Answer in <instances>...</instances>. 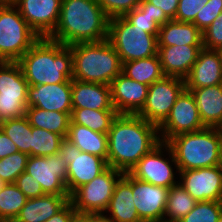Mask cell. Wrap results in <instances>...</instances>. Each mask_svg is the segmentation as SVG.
Here are the masks:
<instances>
[{
  "mask_svg": "<svg viewBox=\"0 0 222 222\" xmlns=\"http://www.w3.org/2000/svg\"><path fill=\"white\" fill-rule=\"evenodd\" d=\"M218 222H222V211H221V213L219 215Z\"/></svg>",
  "mask_w": 222,
  "mask_h": 222,
  "instance_id": "obj_52",
  "label": "cell"
},
{
  "mask_svg": "<svg viewBox=\"0 0 222 222\" xmlns=\"http://www.w3.org/2000/svg\"><path fill=\"white\" fill-rule=\"evenodd\" d=\"M47 111L72 112L71 79L64 83L29 85L27 107Z\"/></svg>",
  "mask_w": 222,
  "mask_h": 222,
  "instance_id": "obj_19",
  "label": "cell"
},
{
  "mask_svg": "<svg viewBox=\"0 0 222 222\" xmlns=\"http://www.w3.org/2000/svg\"><path fill=\"white\" fill-rule=\"evenodd\" d=\"M219 168L222 171V154L220 155V160H219Z\"/></svg>",
  "mask_w": 222,
  "mask_h": 222,
  "instance_id": "obj_50",
  "label": "cell"
},
{
  "mask_svg": "<svg viewBox=\"0 0 222 222\" xmlns=\"http://www.w3.org/2000/svg\"><path fill=\"white\" fill-rule=\"evenodd\" d=\"M99 215L95 213L78 212L75 211L69 222H93Z\"/></svg>",
  "mask_w": 222,
  "mask_h": 222,
  "instance_id": "obj_47",
  "label": "cell"
},
{
  "mask_svg": "<svg viewBox=\"0 0 222 222\" xmlns=\"http://www.w3.org/2000/svg\"><path fill=\"white\" fill-rule=\"evenodd\" d=\"M158 46L203 45L202 31L191 22L169 20L160 26Z\"/></svg>",
  "mask_w": 222,
  "mask_h": 222,
  "instance_id": "obj_26",
  "label": "cell"
},
{
  "mask_svg": "<svg viewBox=\"0 0 222 222\" xmlns=\"http://www.w3.org/2000/svg\"><path fill=\"white\" fill-rule=\"evenodd\" d=\"M109 18L97 0H62L56 29L49 39L71 46L108 39Z\"/></svg>",
  "mask_w": 222,
  "mask_h": 222,
  "instance_id": "obj_2",
  "label": "cell"
},
{
  "mask_svg": "<svg viewBox=\"0 0 222 222\" xmlns=\"http://www.w3.org/2000/svg\"><path fill=\"white\" fill-rule=\"evenodd\" d=\"M131 25H136L149 34L158 35L160 25L151 18L147 12H143L139 7L123 16Z\"/></svg>",
  "mask_w": 222,
  "mask_h": 222,
  "instance_id": "obj_39",
  "label": "cell"
},
{
  "mask_svg": "<svg viewBox=\"0 0 222 222\" xmlns=\"http://www.w3.org/2000/svg\"><path fill=\"white\" fill-rule=\"evenodd\" d=\"M3 222H16L15 220H4Z\"/></svg>",
  "mask_w": 222,
  "mask_h": 222,
  "instance_id": "obj_53",
  "label": "cell"
},
{
  "mask_svg": "<svg viewBox=\"0 0 222 222\" xmlns=\"http://www.w3.org/2000/svg\"><path fill=\"white\" fill-rule=\"evenodd\" d=\"M0 129L16 144L18 151L31 156L32 126L25 115L1 122Z\"/></svg>",
  "mask_w": 222,
  "mask_h": 222,
  "instance_id": "obj_32",
  "label": "cell"
},
{
  "mask_svg": "<svg viewBox=\"0 0 222 222\" xmlns=\"http://www.w3.org/2000/svg\"><path fill=\"white\" fill-rule=\"evenodd\" d=\"M28 157L27 153L18 151L0 159V179L5 183H15L25 171Z\"/></svg>",
  "mask_w": 222,
  "mask_h": 222,
  "instance_id": "obj_35",
  "label": "cell"
},
{
  "mask_svg": "<svg viewBox=\"0 0 222 222\" xmlns=\"http://www.w3.org/2000/svg\"><path fill=\"white\" fill-rule=\"evenodd\" d=\"M29 85L58 84L73 79L70 46L41 37L18 61Z\"/></svg>",
  "mask_w": 222,
  "mask_h": 222,
  "instance_id": "obj_3",
  "label": "cell"
},
{
  "mask_svg": "<svg viewBox=\"0 0 222 222\" xmlns=\"http://www.w3.org/2000/svg\"><path fill=\"white\" fill-rule=\"evenodd\" d=\"M202 48L203 45L158 46V55L164 75L185 79Z\"/></svg>",
  "mask_w": 222,
  "mask_h": 222,
  "instance_id": "obj_22",
  "label": "cell"
},
{
  "mask_svg": "<svg viewBox=\"0 0 222 222\" xmlns=\"http://www.w3.org/2000/svg\"><path fill=\"white\" fill-rule=\"evenodd\" d=\"M13 4L40 37H49L56 29L62 0H15Z\"/></svg>",
  "mask_w": 222,
  "mask_h": 222,
  "instance_id": "obj_16",
  "label": "cell"
},
{
  "mask_svg": "<svg viewBox=\"0 0 222 222\" xmlns=\"http://www.w3.org/2000/svg\"><path fill=\"white\" fill-rule=\"evenodd\" d=\"M40 38L13 3H0V61L17 62Z\"/></svg>",
  "mask_w": 222,
  "mask_h": 222,
  "instance_id": "obj_6",
  "label": "cell"
},
{
  "mask_svg": "<svg viewBox=\"0 0 222 222\" xmlns=\"http://www.w3.org/2000/svg\"><path fill=\"white\" fill-rule=\"evenodd\" d=\"M203 48L208 50H219L222 48V12L202 32Z\"/></svg>",
  "mask_w": 222,
  "mask_h": 222,
  "instance_id": "obj_40",
  "label": "cell"
},
{
  "mask_svg": "<svg viewBox=\"0 0 222 222\" xmlns=\"http://www.w3.org/2000/svg\"><path fill=\"white\" fill-rule=\"evenodd\" d=\"M64 138L42 128L32 127L31 156L47 157L59 153Z\"/></svg>",
  "mask_w": 222,
  "mask_h": 222,
  "instance_id": "obj_34",
  "label": "cell"
},
{
  "mask_svg": "<svg viewBox=\"0 0 222 222\" xmlns=\"http://www.w3.org/2000/svg\"><path fill=\"white\" fill-rule=\"evenodd\" d=\"M222 84V59L218 50L202 48L189 75L186 88H203Z\"/></svg>",
  "mask_w": 222,
  "mask_h": 222,
  "instance_id": "obj_20",
  "label": "cell"
},
{
  "mask_svg": "<svg viewBox=\"0 0 222 222\" xmlns=\"http://www.w3.org/2000/svg\"><path fill=\"white\" fill-rule=\"evenodd\" d=\"M28 87L17 62L0 61V123L25 115Z\"/></svg>",
  "mask_w": 222,
  "mask_h": 222,
  "instance_id": "obj_9",
  "label": "cell"
},
{
  "mask_svg": "<svg viewBox=\"0 0 222 222\" xmlns=\"http://www.w3.org/2000/svg\"><path fill=\"white\" fill-rule=\"evenodd\" d=\"M185 89V79L164 76L148 87L145 105L137 115L159 127Z\"/></svg>",
  "mask_w": 222,
  "mask_h": 222,
  "instance_id": "obj_11",
  "label": "cell"
},
{
  "mask_svg": "<svg viewBox=\"0 0 222 222\" xmlns=\"http://www.w3.org/2000/svg\"><path fill=\"white\" fill-rule=\"evenodd\" d=\"M166 143L174 154L179 171L218 166L222 154V128L205 127L181 133Z\"/></svg>",
  "mask_w": 222,
  "mask_h": 222,
  "instance_id": "obj_4",
  "label": "cell"
},
{
  "mask_svg": "<svg viewBox=\"0 0 222 222\" xmlns=\"http://www.w3.org/2000/svg\"><path fill=\"white\" fill-rule=\"evenodd\" d=\"M143 12H147V14L154 19L160 26L164 25L170 19L166 16L164 11L146 0H141L138 6Z\"/></svg>",
  "mask_w": 222,
  "mask_h": 222,
  "instance_id": "obj_43",
  "label": "cell"
},
{
  "mask_svg": "<svg viewBox=\"0 0 222 222\" xmlns=\"http://www.w3.org/2000/svg\"><path fill=\"white\" fill-rule=\"evenodd\" d=\"M6 183L3 182L1 179H0V190L3 188V186L5 185Z\"/></svg>",
  "mask_w": 222,
  "mask_h": 222,
  "instance_id": "obj_51",
  "label": "cell"
},
{
  "mask_svg": "<svg viewBox=\"0 0 222 222\" xmlns=\"http://www.w3.org/2000/svg\"><path fill=\"white\" fill-rule=\"evenodd\" d=\"M109 19L123 17L134 8H137L141 0H97Z\"/></svg>",
  "mask_w": 222,
  "mask_h": 222,
  "instance_id": "obj_37",
  "label": "cell"
},
{
  "mask_svg": "<svg viewBox=\"0 0 222 222\" xmlns=\"http://www.w3.org/2000/svg\"><path fill=\"white\" fill-rule=\"evenodd\" d=\"M151 4L160 7L166 16L171 20L175 19L179 0H146Z\"/></svg>",
  "mask_w": 222,
  "mask_h": 222,
  "instance_id": "obj_44",
  "label": "cell"
},
{
  "mask_svg": "<svg viewBox=\"0 0 222 222\" xmlns=\"http://www.w3.org/2000/svg\"><path fill=\"white\" fill-rule=\"evenodd\" d=\"M117 115L116 110L72 108L71 121L74 124L86 126L95 132L108 134L112 122Z\"/></svg>",
  "mask_w": 222,
  "mask_h": 222,
  "instance_id": "obj_30",
  "label": "cell"
},
{
  "mask_svg": "<svg viewBox=\"0 0 222 222\" xmlns=\"http://www.w3.org/2000/svg\"><path fill=\"white\" fill-rule=\"evenodd\" d=\"M66 139L81 152H87L104 158L108 155V134L95 132L86 126L70 122Z\"/></svg>",
  "mask_w": 222,
  "mask_h": 222,
  "instance_id": "obj_27",
  "label": "cell"
},
{
  "mask_svg": "<svg viewBox=\"0 0 222 222\" xmlns=\"http://www.w3.org/2000/svg\"><path fill=\"white\" fill-rule=\"evenodd\" d=\"M25 172L40 183L45 194L69 195L66 188L67 163L60 153L47 157L29 156Z\"/></svg>",
  "mask_w": 222,
  "mask_h": 222,
  "instance_id": "obj_14",
  "label": "cell"
},
{
  "mask_svg": "<svg viewBox=\"0 0 222 222\" xmlns=\"http://www.w3.org/2000/svg\"><path fill=\"white\" fill-rule=\"evenodd\" d=\"M70 200V195L45 194L28 198L16 222H45L60 211Z\"/></svg>",
  "mask_w": 222,
  "mask_h": 222,
  "instance_id": "obj_25",
  "label": "cell"
},
{
  "mask_svg": "<svg viewBox=\"0 0 222 222\" xmlns=\"http://www.w3.org/2000/svg\"><path fill=\"white\" fill-rule=\"evenodd\" d=\"M179 183L197 201H222L219 166L179 171Z\"/></svg>",
  "mask_w": 222,
  "mask_h": 222,
  "instance_id": "obj_15",
  "label": "cell"
},
{
  "mask_svg": "<svg viewBox=\"0 0 222 222\" xmlns=\"http://www.w3.org/2000/svg\"><path fill=\"white\" fill-rule=\"evenodd\" d=\"M14 184L27 198H35L45 195L40 183L25 171L18 176Z\"/></svg>",
  "mask_w": 222,
  "mask_h": 222,
  "instance_id": "obj_42",
  "label": "cell"
},
{
  "mask_svg": "<svg viewBox=\"0 0 222 222\" xmlns=\"http://www.w3.org/2000/svg\"><path fill=\"white\" fill-rule=\"evenodd\" d=\"M102 216L109 222H143L133 202L132 176L129 173H124L116 183L112 198Z\"/></svg>",
  "mask_w": 222,
  "mask_h": 222,
  "instance_id": "obj_21",
  "label": "cell"
},
{
  "mask_svg": "<svg viewBox=\"0 0 222 222\" xmlns=\"http://www.w3.org/2000/svg\"><path fill=\"white\" fill-rule=\"evenodd\" d=\"M218 51H219V53L221 55V59H222V48H220Z\"/></svg>",
  "mask_w": 222,
  "mask_h": 222,
  "instance_id": "obj_54",
  "label": "cell"
},
{
  "mask_svg": "<svg viewBox=\"0 0 222 222\" xmlns=\"http://www.w3.org/2000/svg\"><path fill=\"white\" fill-rule=\"evenodd\" d=\"M123 175V172L108 166L92 181L77 188L69 201L78 212L102 215L112 198L116 183Z\"/></svg>",
  "mask_w": 222,
  "mask_h": 222,
  "instance_id": "obj_10",
  "label": "cell"
},
{
  "mask_svg": "<svg viewBox=\"0 0 222 222\" xmlns=\"http://www.w3.org/2000/svg\"><path fill=\"white\" fill-rule=\"evenodd\" d=\"M59 153L67 163L66 188L69 195L80 186L92 181L108 167L104 158L81 152L66 138L61 142Z\"/></svg>",
  "mask_w": 222,
  "mask_h": 222,
  "instance_id": "obj_12",
  "label": "cell"
},
{
  "mask_svg": "<svg viewBox=\"0 0 222 222\" xmlns=\"http://www.w3.org/2000/svg\"><path fill=\"white\" fill-rule=\"evenodd\" d=\"M16 152V144L0 129V159Z\"/></svg>",
  "mask_w": 222,
  "mask_h": 222,
  "instance_id": "obj_45",
  "label": "cell"
},
{
  "mask_svg": "<svg viewBox=\"0 0 222 222\" xmlns=\"http://www.w3.org/2000/svg\"><path fill=\"white\" fill-rule=\"evenodd\" d=\"M196 203L197 201L180 183L172 186L168 191L163 222H178L194 208Z\"/></svg>",
  "mask_w": 222,
  "mask_h": 222,
  "instance_id": "obj_31",
  "label": "cell"
},
{
  "mask_svg": "<svg viewBox=\"0 0 222 222\" xmlns=\"http://www.w3.org/2000/svg\"><path fill=\"white\" fill-rule=\"evenodd\" d=\"M72 108L115 110L111 102V87L107 84L71 79Z\"/></svg>",
  "mask_w": 222,
  "mask_h": 222,
  "instance_id": "obj_23",
  "label": "cell"
},
{
  "mask_svg": "<svg viewBox=\"0 0 222 222\" xmlns=\"http://www.w3.org/2000/svg\"><path fill=\"white\" fill-rule=\"evenodd\" d=\"M177 173H179L178 165L166 142H160L145 154L129 172L132 177L140 181L168 189L179 183L178 177H175L179 176V174L176 175Z\"/></svg>",
  "mask_w": 222,
  "mask_h": 222,
  "instance_id": "obj_8",
  "label": "cell"
},
{
  "mask_svg": "<svg viewBox=\"0 0 222 222\" xmlns=\"http://www.w3.org/2000/svg\"><path fill=\"white\" fill-rule=\"evenodd\" d=\"M15 0H0V3H13Z\"/></svg>",
  "mask_w": 222,
  "mask_h": 222,
  "instance_id": "obj_49",
  "label": "cell"
},
{
  "mask_svg": "<svg viewBox=\"0 0 222 222\" xmlns=\"http://www.w3.org/2000/svg\"><path fill=\"white\" fill-rule=\"evenodd\" d=\"M75 211L72 203L69 201L60 211L45 222H69L71 215Z\"/></svg>",
  "mask_w": 222,
  "mask_h": 222,
  "instance_id": "obj_46",
  "label": "cell"
},
{
  "mask_svg": "<svg viewBox=\"0 0 222 222\" xmlns=\"http://www.w3.org/2000/svg\"><path fill=\"white\" fill-rule=\"evenodd\" d=\"M157 36L131 25L124 17L109 19L108 40L122 63L158 54Z\"/></svg>",
  "mask_w": 222,
  "mask_h": 222,
  "instance_id": "obj_7",
  "label": "cell"
},
{
  "mask_svg": "<svg viewBox=\"0 0 222 222\" xmlns=\"http://www.w3.org/2000/svg\"><path fill=\"white\" fill-rule=\"evenodd\" d=\"M27 199L14 183H6L0 190V218L15 220Z\"/></svg>",
  "mask_w": 222,
  "mask_h": 222,
  "instance_id": "obj_33",
  "label": "cell"
},
{
  "mask_svg": "<svg viewBox=\"0 0 222 222\" xmlns=\"http://www.w3.org/2000/svg\"><path fill=\"white\" fill-rule=\"evenodd\" d=\"M110 87L111 102L118 114L137 115L144 107L148 85L132 80L121 72Z\"/></svg>",
  "mask_w": 222,
  "mask_h": 222,
  "instance_id": "obj_18",
  "label": "cell"
},
{
  "mask_svg": "<svg viewBox=\"0 0 222 222\" xmlns=\"http://www.w3.org/2000/svg\"><path fill=\"white\" fill-rule=\"evenodd\" d=\"M168 191L132 177L133 202L143 222H163Z\"/></svg>",
  "mask_w": 222,
  "mask_h": 222,
  "instance_id": "obj_17",
  "label": "cell"
},
{
  "mask_svg": "<svg viewBox=\"0 0 222 222\" xmlns=\"http://www.w3.org/2000/svg\"><path fill=\"white\" fill-rule=\"evenodd\" d=\"M122 73L139 83L150 86L165 75L159 55L122 63Z\"/></svg>",
  "mask_w": 222,
  "mask_h": 222,
  "instance_id": "obj_29",
  "label": "cell"
},
{
  "mask_svg": "<svg viewBox=\"0 0 222 222\" xmlns=\"http://www.w3.org/2000/svg\"><path fill=\"white\" fill-rule=\"evenodd\" d=\"M72 112L47 111L37 107H27L25 117L32 127L42 128L67 137Z\"/></svg>",
  "mask_w": 222,
  "mask_h": 222,
  "instance_id": "obj_28",
  "label": "cell"
},
{
  "mask_svg": "<svg viewBox=\"0 0 222 222\" xmlns=\"http://www.w3.org/2000/svg\"><path fill=\"white\" fill-rule=\"evenodd\" d=\"M186 90L194 96L203 125L222 128V84Z\"/></svg>",
  "mask_w": 222,
  "mask_h": 222,
  "instance_id": "obj_24",
  "label": "cell"
},
{
  "mask_svg": "<svg viewBox=\"0 0 222 222\" xmlns=\"http://www.w3.org/2000/svg\"><path fill=\"white\" fill-rule=\"evenodd\" d=\"M93 222H109V221L102 215H99Z\"/></svg>",
  "mask_w": 222,
  "mask_h": 222,
  "instance_id": "obj_48",
  "label": "cell"
},
{
  "mask_svg": "<svg viewBox=\"0 0 222 222\" xmlns=\"http://www.w3.org/2000/svg\"><path fill=\"white\" fill-rule=\"evenodd\" d=\"M222 12V0H208L203 8L197 13L194 23L202 32Z\"/></svg>",
  "mask_w": 222,
  "mask_h": 222,
  "instance_id": "obj_38",
  "label": "cell"
},
{
  "mask_svg": "<svg viewBox=\"0 0 222 222\" xmlns=\"http://www.w3.org/2000/svg\"><path fill=\"white\" fill-rule=\"evenodd\" d=\"M208 0H179L175 19L180 22H193L197 13Z\"/></svg>",
  "mask_w": 222,
  "mask_h": 222,
  "instance_id": "obj_41",
  "label": "cell"
},
{
  "mask_svg": "<svg viewBox=\"0 0 222 222\" xmlns=\"http://www.w3.org/2000/svg\"><path fill=\"white\" fill-rule=\"evenodd\" d=\"M193 94L184 90L177 98L166 120L158 127L161 142L187 132L204 129Z\"/></svg>",
  "mask_w": 222,
  "mask_h": 222,
  "instance_id": "obj_13",
  "label": "cell"
},
{
  "mask_svg": "<svg viewBox=\"0 0 222 222\" xmlns=\"http://www.w3.org/2000/svg\"><path fill=\"white\" fill-rule=\"evenodd\" d=\"M73 54V79L110 85L122 72L120 56L108 39L70 46Z\"/></svg>",
  "mask_w": 222,
  "mask_h": 222,
  "instance_id": "obj_5",
  "label": "cell"
},
{
  "mask_svg": "<svg viewBox=\"0 0 222 222\" xmlns=\"http://www.w3.org/2000/svg\"><path fill=\"white\" fill-rule=\"evenodd\" d=\"M158 127L138 115L118 114L108 131V166L123 173L160 143Z\"/></svg>",
  "mask_w": 222,
  "mask_h": 222,
  "instance_id": "obj_1",
  "label": "cell"
},
{
  "mask_svg": "<svg viewBox=\"0 0 222 222\" xmlns=\"http://www.w3.org/2000/svg\"><path fill=\"white\" fill-rule=\"evenodd\" d=\"M222 201L197 202L194 208L178 222H218Z\"/></svg>",
  "mask_w": 222,
  "mask_h": 222,
  "instance_id": "obj_36",
  "label": "cell"
}]
</instances>
